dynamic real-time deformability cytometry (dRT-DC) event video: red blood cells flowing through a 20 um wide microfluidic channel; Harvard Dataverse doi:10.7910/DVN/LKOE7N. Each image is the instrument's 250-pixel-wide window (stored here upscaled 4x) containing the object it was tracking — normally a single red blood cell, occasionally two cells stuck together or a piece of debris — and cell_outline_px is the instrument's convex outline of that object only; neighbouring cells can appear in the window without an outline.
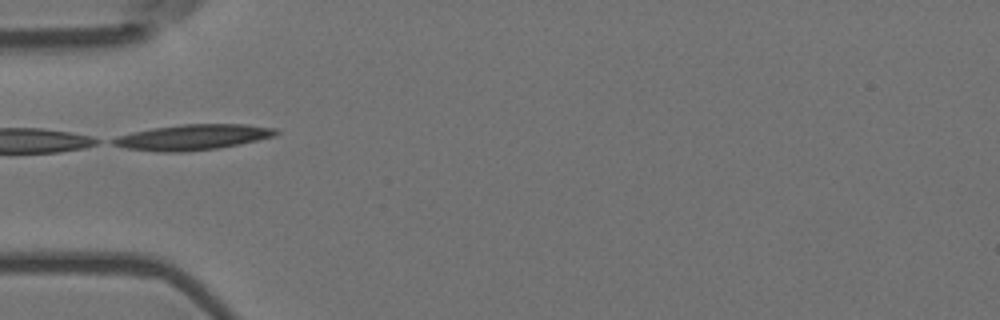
{"species": "Egyptian fruit bat (a non-hibernating species)", "species_latin": "Rousettus aegyptiacus", "temperature_condition": "room temperature", "stored_images_in_passage": 7, "camera_frame_rate_fps": 3000, "um_per_image_px": 0.085, "animal": {"sex": "female"}, "frame": {"image": 1, "passage_image": 5, "time_ms": 1.333, "image_size_px": [1000, 320], "cell_outline_px": [[280, 132], [276, 136], [240, 144], [216, 148], [184, 152], [156, 152], [128, 148], [112, 144], [108, 140], [116, 136], [132, 132], [152, 128], [180, 124], [248, 124], [276, 128]], "centroid_in_image_um": [16.39, 11.65], "position_along_channel_um": 68.6, "area_um2": 24.45}}
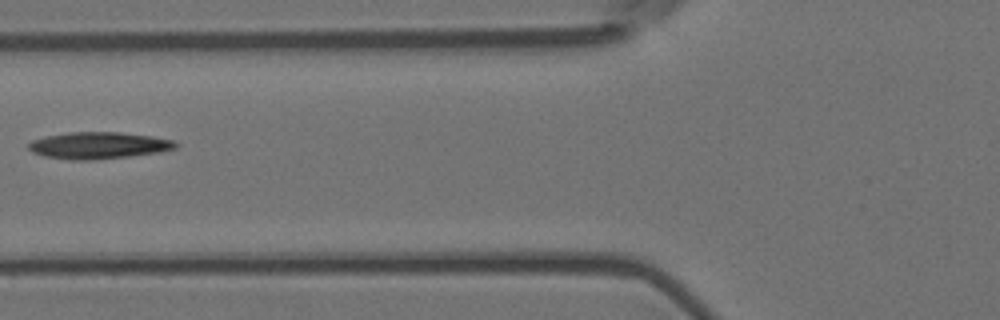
{"frame": {"image": 2, "passage_image": 6, "time_ms": 1.667, "image_size_px": [1000, 320], "cell_outline_px": [[180, 144], [176, 148], [160, 152], [128, 156], [92, 160], [72, 160], [44, 156], [32, 152], [28, 148], [28, 144], [32, 140], [44, 136], [68, 132], [120, 132], [152, 136], [176, 140]], "centroid_in_image_um": [8.4, 12.35], "position_along_channel_um": 117.4, "area_um2": 23.12}}
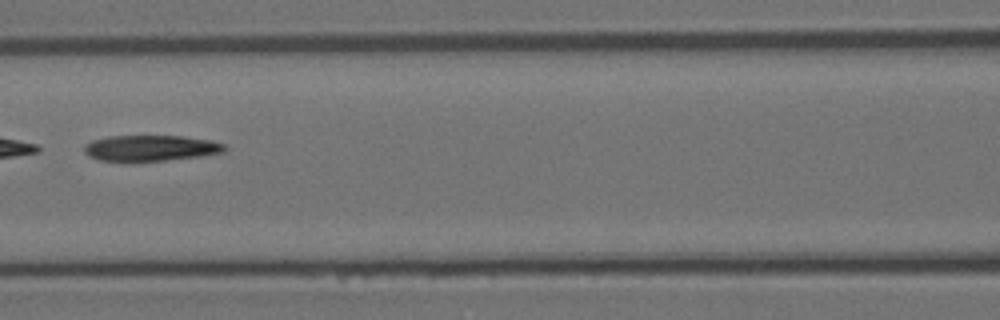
{"frame": {"image": 3, "passage_image": 7, "time_ms": 2.0, "image_size_px": [1000, 320], "cell_outline_px": [[228, 148], [224, 152], [204, 156], [164, 160], [100, 160], [88, 156], [84, 152], [84, 144], [92, 140], [108, 136], [180, 136], [212, 140], [224, 144]], "centroid_in_image_um": [12.84, 12.57], "position_along_channel_um": 153.8, "area_um2": 21.04}}